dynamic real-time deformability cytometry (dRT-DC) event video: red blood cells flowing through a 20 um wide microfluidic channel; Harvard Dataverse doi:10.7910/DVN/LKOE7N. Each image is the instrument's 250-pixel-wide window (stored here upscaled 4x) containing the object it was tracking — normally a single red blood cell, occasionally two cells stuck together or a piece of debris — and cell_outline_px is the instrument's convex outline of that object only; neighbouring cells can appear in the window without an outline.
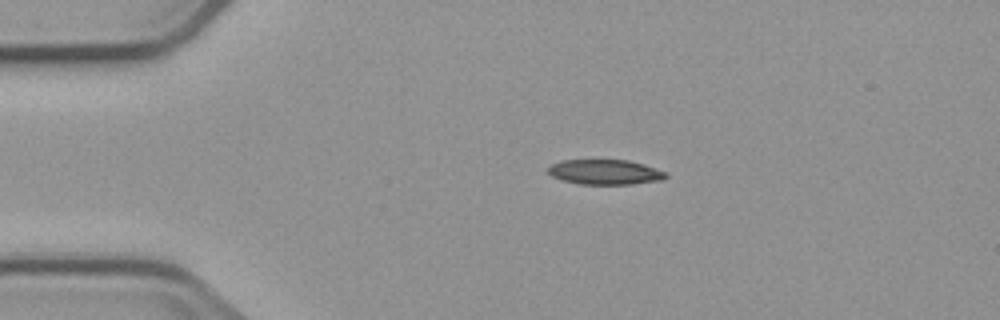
{"species": "common noctule bat (a hibernating species)", "species_latin": "Nyctalus noctula", "temperature_condition": "cold", "stored_images_in_passage": 2, "camera_frame_rate_fps": 3000, "um_per_image_px": 0.085, "animal": {"sex": "male", "body_mass_g": 23.1, "forearm_length_mm": 52.7}, "frame": {"image": 1, "passage_image": 1, "time_ms": 0.0, "image_size_px": [1000, 320], "cell_outline_px": [[668, 176], [664, 180], [632, 184], [580, 184], [564, 180], [552, 176], [548, 172], [548, 168], [552, 164], [560, 160], [628, 160], [644, 164], [668, 172]], "centroid_in_image_um": [51.49, 14.62], "position_along_channel_um": 33.5, "area_um2": 17.22}}